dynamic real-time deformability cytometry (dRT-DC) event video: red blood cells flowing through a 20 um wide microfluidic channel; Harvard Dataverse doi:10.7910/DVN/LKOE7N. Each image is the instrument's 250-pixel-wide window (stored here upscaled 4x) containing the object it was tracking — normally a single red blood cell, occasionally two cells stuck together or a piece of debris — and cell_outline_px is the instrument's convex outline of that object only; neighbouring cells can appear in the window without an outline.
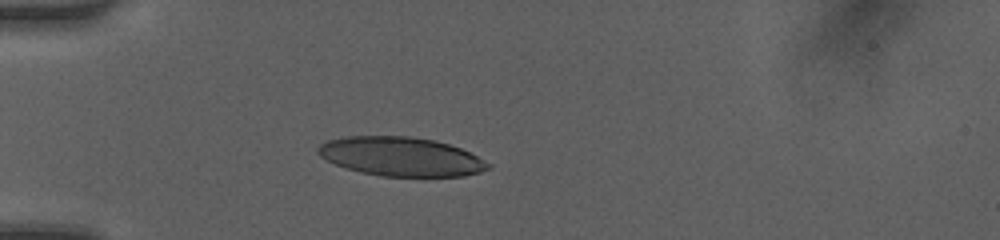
{"species": "human", "species_latin": "Homo sapiens", "temperature_condition": "room temperature", "stored_images_in_passage": 13, "camera_frame_rate_fps": 3000, "um_per_image_px": 0.085, "donor": {"sex": "female"}, "frame": {"image": 1, "passage_image": 8, "time_ms": 2.333, "image_size_px": [1000, 240], "cell_outline_px": [[492, 168], [480, 172], [464, 176], [380, 176], [348, 168], [336, 164], [320, 156], [316, 152], [316, 148], [320, 144], [328, 140], [348, 136], [408, 136], [436, 140], [460, 148], [492, 164]], "centroid_in_image_um": [34.1, 13.3], "position_along_channel_um": 50.9, "area_um2": 38.49}}
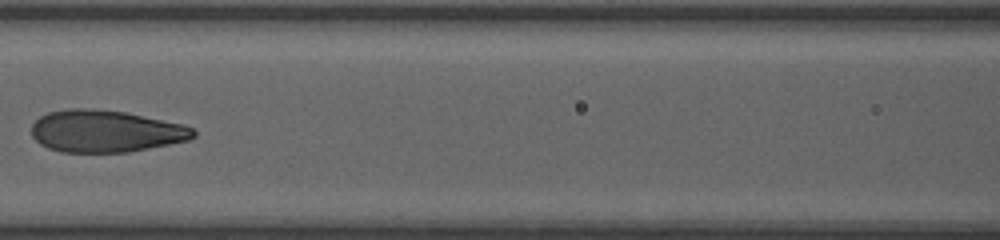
{"frame": {"image": 2, "passage_image": 11, "time_ms": 3.333, "image_size_px": [1000, 240], "cell_outline_px": [[196, 136], [188, 140], [128, 152], [60, 152], [48, 148], [40, 144], [32, 136], [32, 124], [40, 116], [48, 112], [72, 108], [84, 108], [124, 112], [184, 124], [192, 128], [196, 132]], "centroid_in_image_um": [8.96, 11.15], "position_along_channel_um": 157.6, "area_um2": 39.54}}
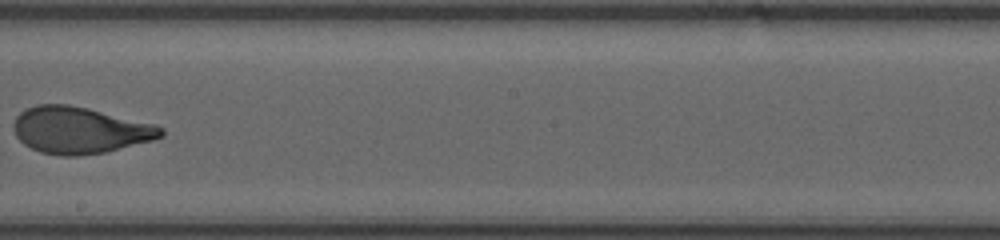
{"frame": {"image": 3, "passage_image": 13, "time_ms": 4.0, "image_size_px": [1000, 240], "cell_outline_px": [[164, 136], [152, 140], [104, 152], [76, 156], [60, 156], [40, 152], [24, 144], [16, 136], [12, 128], [12, 124], [16, 116], [20, 112], [28, 108], [40, 104], [68, 104], [88, 108], [156, 124], [164, 128]], "centroid_in_image_um": [6.77, 11.06], "position_along_channel_um": 241.4, "area_um2": 40.11}}